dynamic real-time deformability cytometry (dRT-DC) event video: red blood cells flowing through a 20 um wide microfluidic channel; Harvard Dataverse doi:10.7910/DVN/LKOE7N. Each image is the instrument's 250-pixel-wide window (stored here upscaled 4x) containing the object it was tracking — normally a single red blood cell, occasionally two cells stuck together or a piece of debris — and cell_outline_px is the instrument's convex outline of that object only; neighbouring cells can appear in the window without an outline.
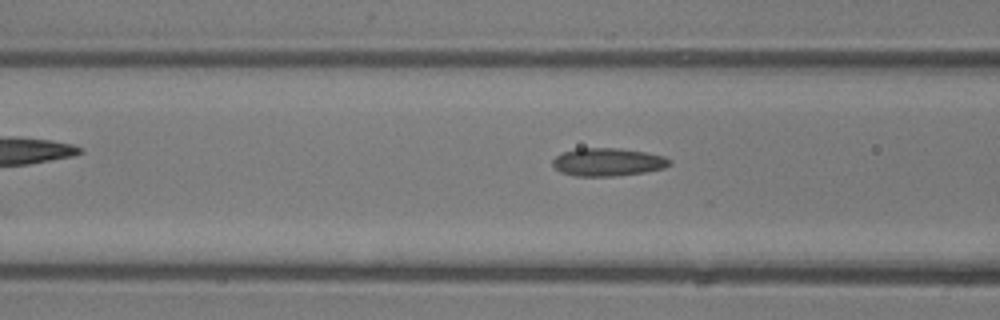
{"species": "common noctule bat (a hibernating species)", "species_latin": "Nyctalus noctula", "temperature_condition": "room temperature", "stored_images_in_passage": 5, "camera_frame_rate_fps": 3000, "um_per_image_px": 0.085, "animal": {"sex": "male", "body_mass_g": 13.3}, "frame": {"image": 1, "passage_image": 5, "time_ms": 5.0, "image_size_px": [1000, 320], "cell_outline_px": [[672, 164], [664, 168], [644, 172], [616, 176], [572, 176], [560, 172], [552, 164], [552, 160], [556, 156], [564, 152], [576, 148], [620, 148], [644, 152], [664, 156], [672, 160]], "centroid_in_image_um": [51.66, 13.78], "position_along_channel_um": 114.9, "area_um2": 19.19}}